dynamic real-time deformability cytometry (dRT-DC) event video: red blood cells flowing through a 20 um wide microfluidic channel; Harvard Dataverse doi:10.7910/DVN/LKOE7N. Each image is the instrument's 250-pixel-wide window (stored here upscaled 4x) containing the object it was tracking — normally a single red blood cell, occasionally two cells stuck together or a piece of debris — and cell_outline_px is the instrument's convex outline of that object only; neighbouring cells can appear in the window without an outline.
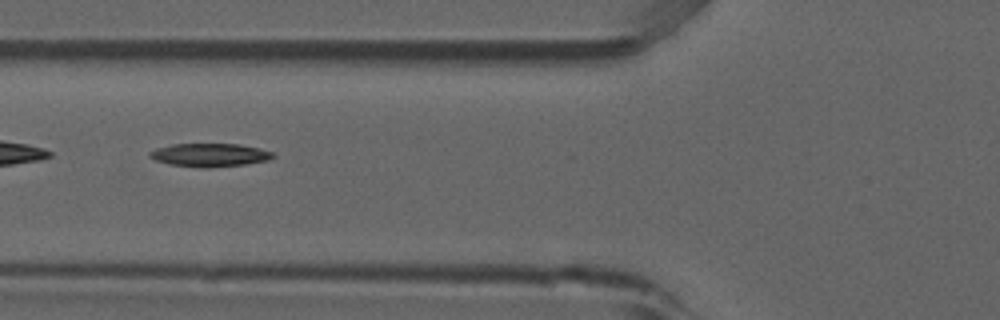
{"species": "common noctule bat (a hibernating species)", "species_latin": "Nyctalus noctula", "temperature_condition": "room temperature", "stored_images_in_passage": 4, "camera_frame_rate_fps": 3000, "um_per_image_px": 0.085, "animal": {"sex": "male", "forearm_length_mm": 52.5}, "frame": {"image": 1, "passage_image": 2, "time_ms": 0.333, "image_size_px": [1000, 320], "cell_outline_px": [[276, 156], [268, 160], [244, 164], [208, 168], [200, 168], [168, 164], [156, 160], [148, 156], [148, 152], [156, 148], [172, 144], [240, 144], [272, 152]], "centroid_in_image_um": [17.78, 13.18], "position_along_channel_um": 108.0, "area_um2": 16.7}}
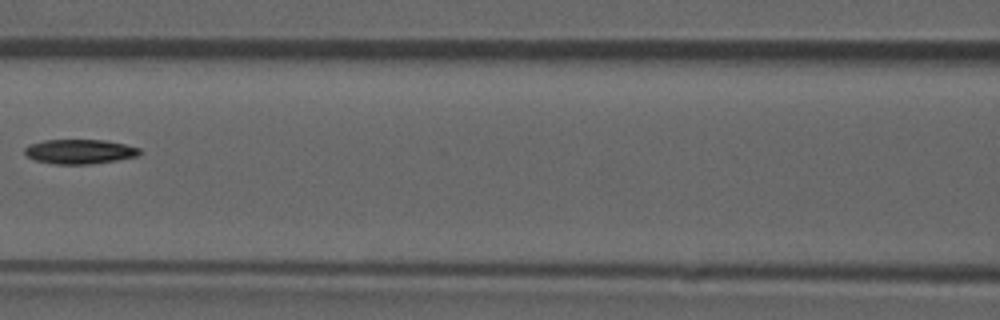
{"frame": {"image": 2, "passage_image": 3, "time_ms": 0.667, "image_size_px": [1000, 320], "cell_outline_px": [[140, 152], [136, 156], [116, 160], [88, 164], [56, 164], [36, 160], [24, 156], [24, 148], [32, 144], [44, 140], [104, 140], [124, 144], [140, 148]], "centroid_in_image_um": [6.73, 12.88], "position_along_channel_um": 159.9, "area_um2": 16.24}}